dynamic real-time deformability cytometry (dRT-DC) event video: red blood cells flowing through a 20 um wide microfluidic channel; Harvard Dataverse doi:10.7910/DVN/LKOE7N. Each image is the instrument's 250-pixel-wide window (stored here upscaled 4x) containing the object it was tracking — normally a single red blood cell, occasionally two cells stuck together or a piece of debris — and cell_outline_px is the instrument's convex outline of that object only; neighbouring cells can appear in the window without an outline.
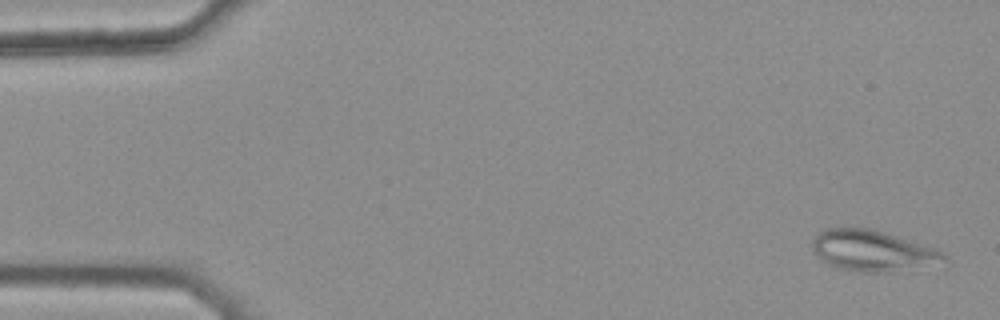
{"species": "common noctule bat (a hibernating species)", "species_latin": "Nyctalus noctula", "temperature_condition": "warm", "stored_images_in_passage": 44, "camera_frame_rate_fps": 3000, "um_per_image_px": 0.085, "animal": {"sex": "female", "body_mass_g": 25.1}, "frame": {"image": 1, "passage_image": 2, "time_ms": 0.333, "image_size_px": [1000, 320], "cell_outline_px": [[948, 256], [944, 260], [892, 272], [860, 272], [840, 268], [828, 264], [820, 260], [812, 252], [812, 240], [824, 228], [872, 228], [936, 248], [944, 252]], "centroid_in_image_um": [74.09, 21.29], "position_along_channel_um": 10.9, "area_um2": 31.1}}
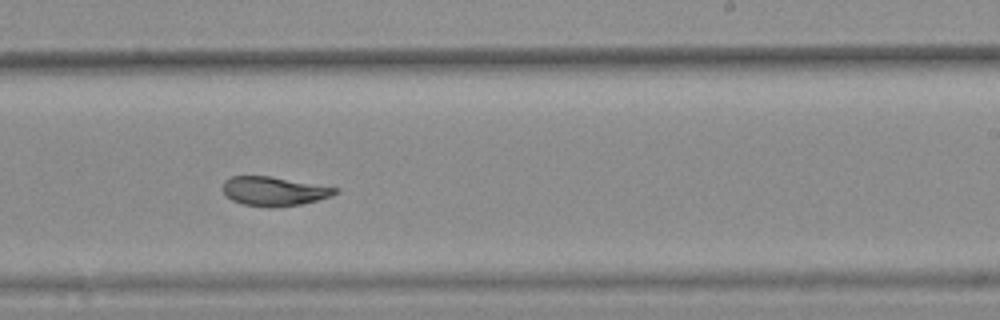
{"frame": {"image": 2, "passage_image": 32, "time_ms": 10.333, "image_size_px": [1000, 320], "cell_outline_px": [[340, 192], [332, 196], [300, 204], [272, 208], [244, 204], [232, 200], [220, 188], [224, 180], [232, 176], [268, 176], [340, 188]], "centroid_in_image_um": [23.29, 16.25], "position_along_channel_um": 265.7, "area_um2": 19.07}}
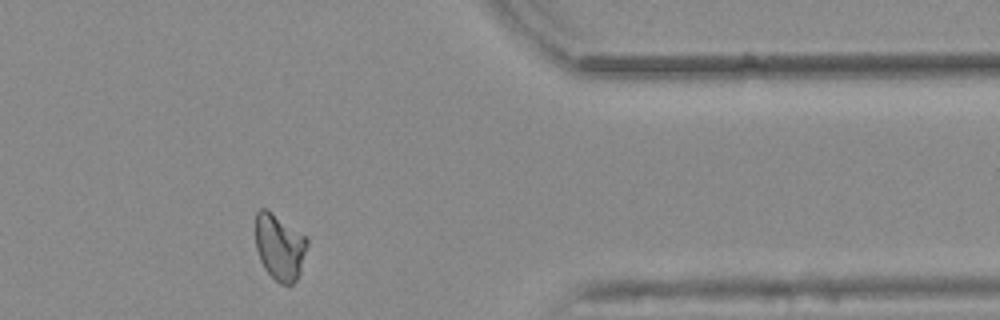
{"frame": {"image": 3, "passage_image": 43, "time_ms": 14.0, "image_size_px": [1000, 320], "cell_outline_px": [[308, 244], [300, 272], [296, 280], [288, 288], [280, 284], [264, 268], [260, 260], [256, 248], [256, 212], [260, 208], [264, 208], [308, 236]], "centroid_in_image_um": [23.79, 21.02], "position_along_channel_um": 387.6, "area_um2": 20.06}, "authors_computed_cell_mechanics": {"area_um2": 20.6346, "velocity_mm_per_s": 3.8256, "shape_relaxation_time_tau1_ms": null, "shape_relaxation_time_tau2_ms": 2.5091, "deformation_change_tau1": null, "deformation_change_tau2": 0.0609}}